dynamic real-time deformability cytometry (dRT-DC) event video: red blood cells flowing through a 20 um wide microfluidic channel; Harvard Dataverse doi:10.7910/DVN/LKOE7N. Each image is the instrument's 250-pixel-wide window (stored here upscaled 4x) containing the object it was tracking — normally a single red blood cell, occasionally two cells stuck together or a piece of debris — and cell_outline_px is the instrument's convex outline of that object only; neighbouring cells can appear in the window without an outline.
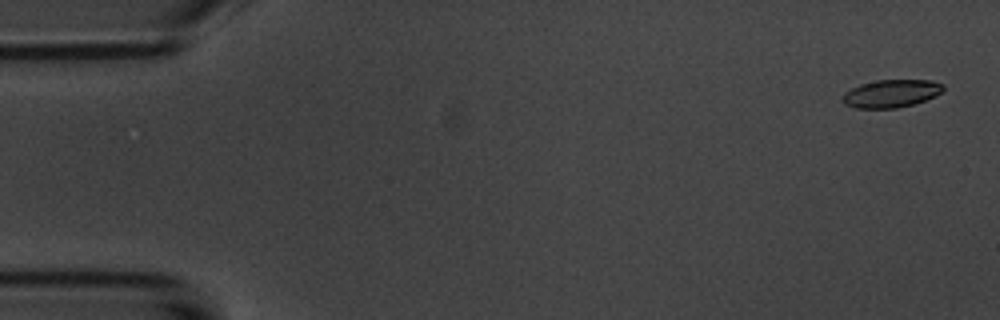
{"species": "common noctule bat (a hibernating species)", "species_latin": "Nyctalus noctula", "temperature_condition": "room temperature", "stored_images_in_passage": 6, "segment_of_instrument_passage": [1, 2], "camera_frame_rate_fps": 3000, "um_per_image_px": 0.085, "animal": {"sex": "male", "body_mass_g": 20.1, "forearm_length_mm": 53.5}, "frame": {"image": 1, "passage_image": 1, "time_ms": 0.0, "image_size_px": [1000, 320], "cell_outline_px": [[944, 88], [936, 96], [912, 104], [896, 108], [856, 108], [844, 104], [840, 96], [844, 92], [860, 84], [876, 80], [932, 80], [944, 84]], "centroid_in_image_um": [75.72, 7.94], "position_along_channel_um": 9.3, "area_um2": 16.36}}
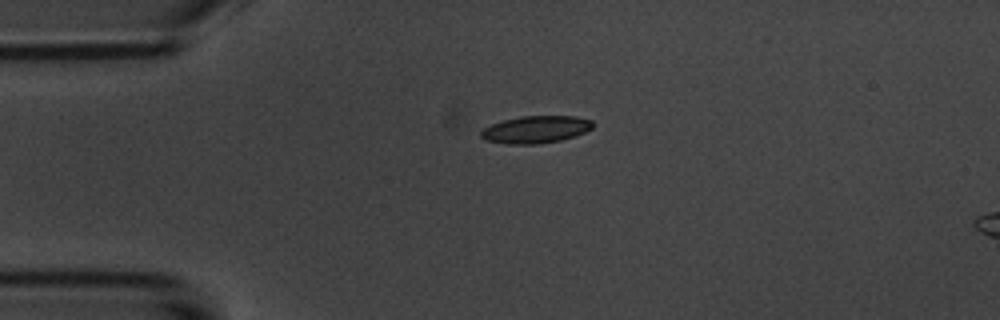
{"frame": {"image": 2, "passage_image": 4, "time_ms": 3.667, "image_size_px": [1000, 320], "cell_outline_px": [[592, 128], [584, 132], [560, 140], [536, 144], [508, 144], [488, 140], [480, 136], [480, 132], [484, 128], [492, 124], [504, 120], [520, 116], [576, 116], [592, 120]], "centroid_in_image_um": [45.53, 10.99], "position_along_channel_um": 39.5, "area_um2": 17.51}}